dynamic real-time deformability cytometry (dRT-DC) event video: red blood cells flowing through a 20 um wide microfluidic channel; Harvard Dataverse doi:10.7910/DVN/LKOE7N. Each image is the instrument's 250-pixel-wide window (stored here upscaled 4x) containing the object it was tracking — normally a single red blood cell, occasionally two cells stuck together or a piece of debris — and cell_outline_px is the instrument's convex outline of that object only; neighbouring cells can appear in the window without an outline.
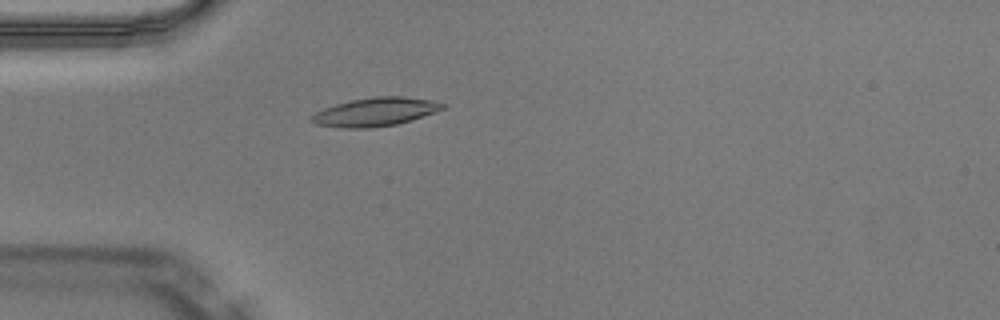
{"species": "Egyptian fruit bat (a non-hibernating species)", "species_latin": "Rousettus aegyptiacus", "temperature_condition": "warm", "stored_images_in_passage": 50, "camera_frame_rate_fps": 3000, "um_per_image_px": 0.085, "animal": {"sex": "male"}, "frame": {"image": 1, "passage_image": 15, "time_ms": 4.667, "image_size_px": [1000, 320], "cell_outline_px": [[444, 108], [412, 120], [396, 124], [368, 128], [344, 128], [316, 124], [308, 120], [316, 112], [324, 108], [336, 104], [352, 100], [376, 96], [404, 96], [432, 100], [444, 104]], "centroid_in_image_um": [31.88, 9.51], "position_along_channel_um": 53.1, "area_um2": 21.56}, "authors_computed_cell_mechanics": {"area_um2": 20.6346, "velocity_mm_per_s": 4.0542, "shape_relaxation_time_tau1_ms": 7.1725, "shape_relaxation_time_tau2_ms": 1.519, "deformation_change_tau1": 0.2496, "deformation_change_tau2": 0.07}}